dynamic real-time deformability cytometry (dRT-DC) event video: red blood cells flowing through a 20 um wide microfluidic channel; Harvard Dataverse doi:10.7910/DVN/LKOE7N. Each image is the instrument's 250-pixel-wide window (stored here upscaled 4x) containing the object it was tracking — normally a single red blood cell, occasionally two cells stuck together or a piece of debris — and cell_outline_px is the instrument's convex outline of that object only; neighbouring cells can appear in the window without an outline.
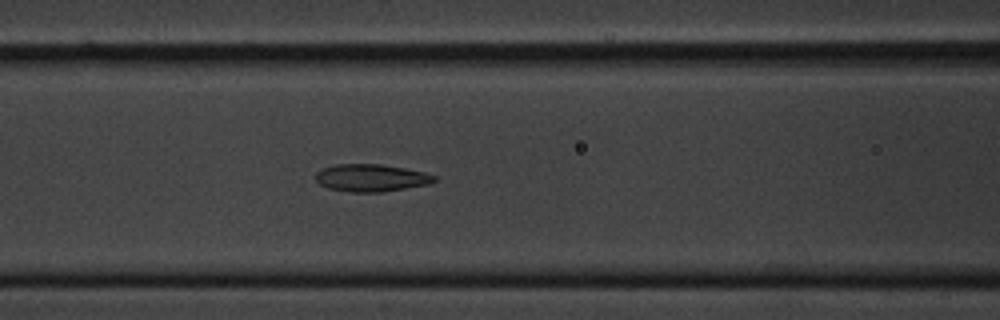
{"species": "common noctule bat (a hibernating species)", "species_latin": "Nyctalus noctula", "temperature_condition": "cold", "stored_images_in_passage": 7, "camera_frame_rate_fps": 3000, "um_per_image_px": 0.085, "animal": {"sex": "male", "body_mass_g": 20.1, "forearm_length_mm": 53.5}, "frame": {"image": 1, "passage_image": 7, "time_ms": 2.0, "image_size_px": [1000, 320], "cell_outline_px": [[436, 180], [428, 184], [384, 192], [352, 192], [328, 188], [320, 184], [316, 180], [316, 172], [324, 168], [336, 164], [380, 164], [404, 168], [424, 172], [436, 176]], "centroid_in_image_um": [31.55, 15.12], "position_along_channel_um": 135.1, "area_um2": 18.84}}